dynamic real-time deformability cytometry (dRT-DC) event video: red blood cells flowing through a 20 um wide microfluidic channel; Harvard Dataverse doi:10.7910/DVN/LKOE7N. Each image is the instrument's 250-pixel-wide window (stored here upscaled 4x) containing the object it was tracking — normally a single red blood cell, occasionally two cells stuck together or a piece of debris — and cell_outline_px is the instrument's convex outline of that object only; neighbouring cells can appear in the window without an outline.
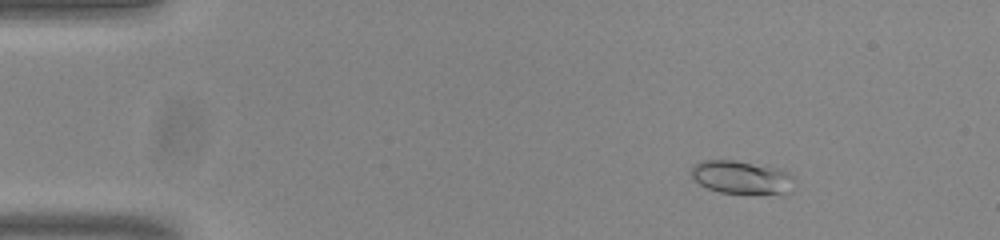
{"species": "common noctule bat (a hibernating species)", "species_latin": "Nyctalus noctula", "temperature_condition": "room temperature", "stored_images_in_passage": 49, "camera_frame_rate_fps": 3000, "um_per_image_px": 0.085, "animal": {"sex": "male", "body_mass_g": 20.0, "forearm_length_mm": 53.3}, "frame": {"image": 1, "passage_image": 3, "time_ms": 0.667, "image_size_px": [1000, 240], "cell_outline_px": [[792, 192], [784, 196], [720, 192], [708, 188], [700, 184], [692, 176], [692, 168], [700, 160], [736, 160], [776, 168], [788, 172], [792, 176]], "centroid_in_image_um": [63.1, 15.11], "position_along_channel_um": 21.9, "area_um2": 20.29}}
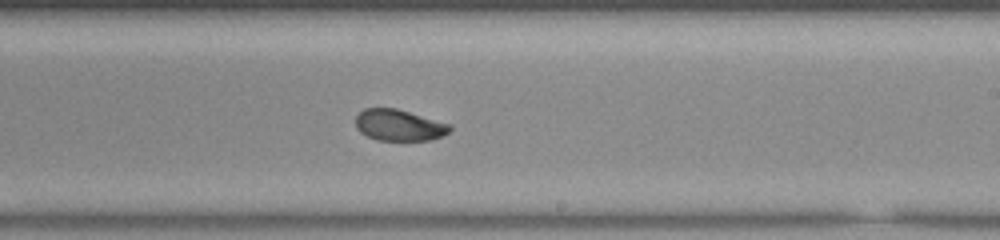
{"frame": {"image": 2, "passage_image": 28, "time_ms": 9.0, "image_size_px": [1000, 240], "cell_outline_px": [[452, 128], [448, 132], [432, 140], [376, 140], [360, 132], [356, 128], [356, 116], [364, 108], [396, 108], [452, 124]], "centroid_in_image_um": [33.92, 10.63], "position_along_channel_um": 255.1, "area_um2": 17.22}}
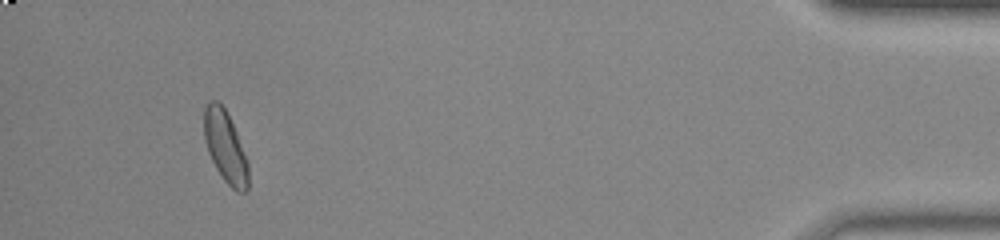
{"frame": {"image": 3, "passage_image": 46, "time_ms": 15.0, "image_size_px": [1000, 240], "cell_outline_px": [[248, 188], [244, 192], [236, 192], [224, 180], [216, 168], [208, 152], [204, 140], [204, 108], [212, 100], [216, 100], [224, 108], [236, 132], [248, 160]], "centroid_in_image_um": [19.15, 12.51], "position_along_channel_um": 416.0, "area_um2": 18.26}, "authors_computed_cell_mechanics": {"area_um2": 17.918, "velocity_mm_per_s": 3.8113, "shape_relaxation_time_tau1_ms": 8.7749, "shape_relaxation_time_tau2_ms": 4.2933, "deformation_change_tau1": 0.172, "deformation_change_tau2": 0.0751}}